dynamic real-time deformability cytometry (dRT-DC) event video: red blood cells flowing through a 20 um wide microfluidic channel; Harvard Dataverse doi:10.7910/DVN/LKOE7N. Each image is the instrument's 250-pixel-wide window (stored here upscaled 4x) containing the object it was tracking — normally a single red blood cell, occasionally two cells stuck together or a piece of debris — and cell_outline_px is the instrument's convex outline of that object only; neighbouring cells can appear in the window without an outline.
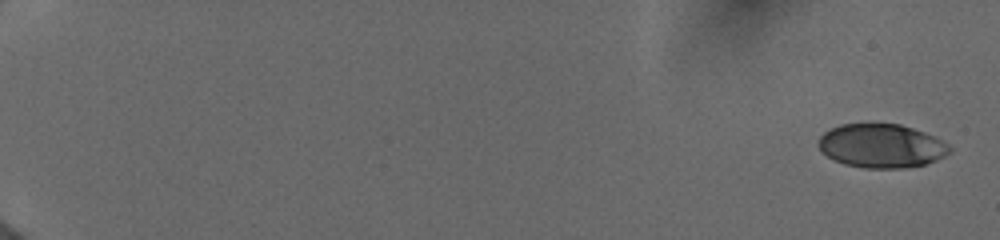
{"species": "human", "species_latin": "Homo sapiens", "temperature_condition": "cold", "stored_images_in_passage": 12, "camera_frame_rate_fps": 3000, "um_per_image_px": 0.085, "donor": {"sex": "female"}, "frame": {"image": 1, "passage_image": 1, "time_ms": 0.0, "image_size_px": [1000, 240], "cell_outline_px": [[952, 148], [944, 156], [936, 160], [924, 164], [904, 168], [864, 168], [844, 164], [828, 156], [820, 148], [820, 136], [824, 132], [840, 124], [900, 124], [936, 136], [948, 144]], "centroid_in_image_um": [74.95, 12.4], "position_along_channel_um": 10.0, "area_um2": 33.18}}
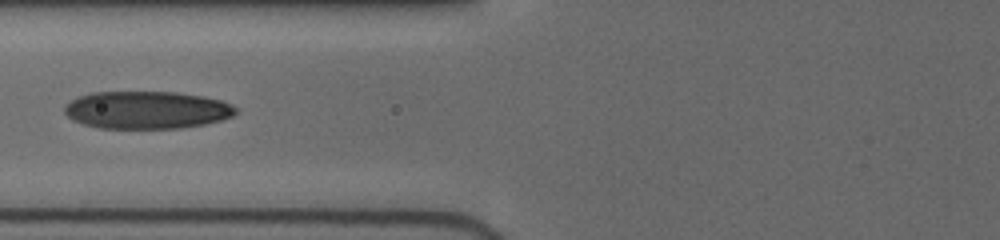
{"frame": {"image": 2, "passage_image": 9, "time_ms": 8.0, "image_size_px": [1000, 240], "cell_outline_px": [[236, 112], [232, 116], [220, 120], [204, 124], [180, 128], [100, 128], [84, 124], [72, 120], [64, 112], [64, 108], [72, 100], [80, 96], [92, 92], [176, 92], [204, 96], [220, 100], [232, 104], [236, 108]], "centroid_in_image_um": [12.48, 9.34], "position_along_channel_um": 113.3, "area_um2": 37.4}}
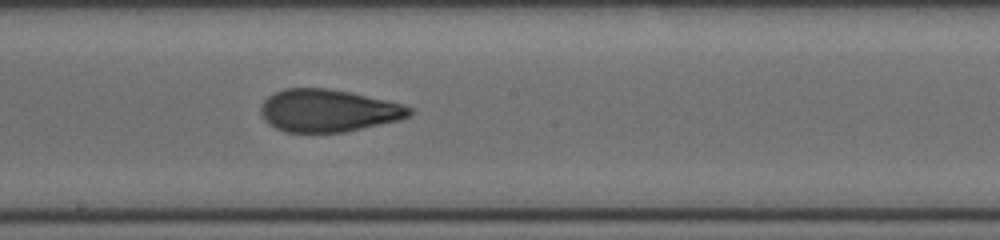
{"frame": {"image": 3, "passage_image": 12, "time_ms": 10.667, "image_size_px": [1000, 240], "cell_outline_px": [[412, 112], [408, 116], [400, 120], [344, 132], [284, 132], [268, 124], [264, 120], [260, 112], [260, 104], [268, 96], [284, 88], [328, 88], [352, 92], [388, 100], [404, 104], [412, 108]], "centroid_in_image_um": [27.89, 9.39], "position_along_channel_um": 220.3, "area_um2": 37.11}}